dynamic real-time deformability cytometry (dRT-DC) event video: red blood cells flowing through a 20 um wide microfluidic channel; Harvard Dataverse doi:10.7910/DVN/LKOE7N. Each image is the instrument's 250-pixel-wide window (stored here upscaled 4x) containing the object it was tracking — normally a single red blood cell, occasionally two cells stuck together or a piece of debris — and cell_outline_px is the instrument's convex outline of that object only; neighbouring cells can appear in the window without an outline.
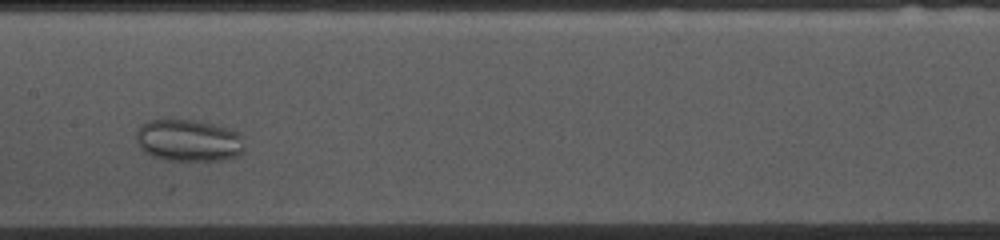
{"species": "common noctule bat (a hibernating species)", "species_latin": "Nyctalus noctula", "temperature_condition": "cold", "stored_images_in_passage": 36, "camera_frame_rate_fps": 3000, "um_per_image_px": 0.085, "animal": {"sex": "female", "body_mass_g": 10.0, "forearm_length_mm": 53.1}, "frame": {"image": 1, "passage_image": 18, "time_ms": 5.667, "image_size_px": [1000, 240], "cell_outline_px": [[244, 152], [240, 156], [224, 160], [164, 160], [152, 156], [144, 152], [140, 148], [136, 140], [136, 132], [148, 120], [164, 116], [196, 120], [228, 128], [240, 132], [244, 136]], "centroid_in_image_um": [16.05, 11.9], "position_along_channel_um": 191.4, "area_um2": 27.51}}
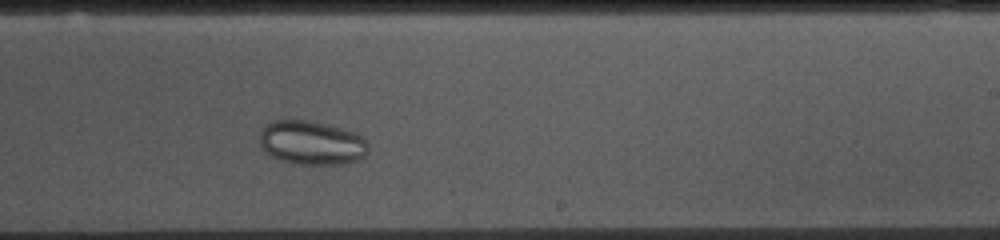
{"frame": {"image": 2, "passage_image": 24, "time_ms": 7.667, "image_size_px": [1000, 240], "cell_outline_px": [[368, 152], [360, 160], [344, 164], [292, 164], [280, 160], [264, 152], [260, 144], [260, 128], [264, 124], [272, 120], [308, 120], [356, 132], [364, 136], [368, 140]], "centroid_in_image_um": [26.49, 12.14], "position_along_channel_um": 262.5, "area_um2": 28.38}}
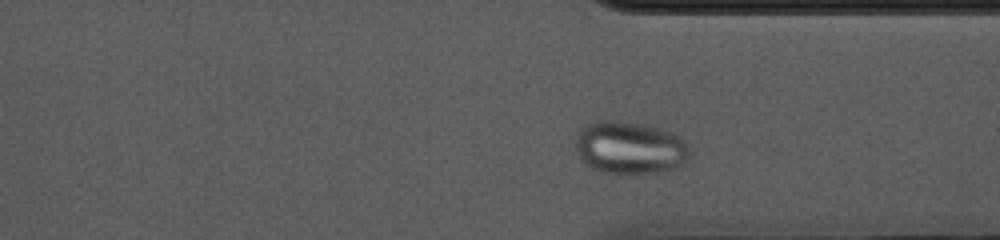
{"frame": {"image": 3, "passage_image": 32, "time_ms": 10.333, "image_size_px": [1000, 240], "cell_outline_px": [[688, 160], [684, 164], [676, 168], [660, 172], [628, 176], [624, 176], [604, 172], [592, 168], [580, 160], [576, 152], [576, 140], [580, 132], [588, 124], [596, 120], [620, 120], [660, 128], [672, 132], [684, 140], [688, 144]], "centroid_in_image_um": [53.55, 12.59], "position_along_channel_um": 357.9, "area_um2": 35.66}, "authors_computed_cell_mechanics": {"area_um2": 29.8826, "velocity_mm_per_s": 3.5666, "shape_relaxation_time_tau1_ms": 4.7695, "shape_relaxation_time_tau2_ms": null, "deformation_change_tau1": 0.0663, "deformation_change_tau2": null}}